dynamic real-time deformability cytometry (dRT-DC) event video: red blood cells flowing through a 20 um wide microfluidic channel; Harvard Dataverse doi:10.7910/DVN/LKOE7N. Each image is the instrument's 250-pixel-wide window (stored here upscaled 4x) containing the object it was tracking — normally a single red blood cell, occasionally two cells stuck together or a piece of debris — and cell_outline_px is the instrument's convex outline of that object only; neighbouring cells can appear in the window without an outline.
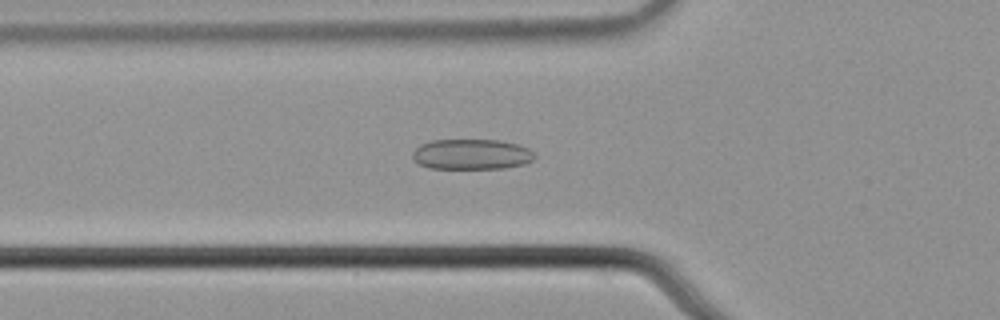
{"species": "common noctule bat (a hibernating species)", "species_latin": "Nyctalus noctula", "temperature_condition": "cold", "stored_images_in_passage": 49, "camera_frame_rate_fps": 3000, "um_per_image_px": 0.085, "animal": {"sex": "male", "body_mass_g": 21.5, "forearm_length_mm": 52.0}, "frame": {"image": 1, "passage_image": 13, "time_ms": 4.0, "image_size_px": [1000, 320], "cell_outline_px": [[536, 156], [532, 160], [524, 164], [504, 168], [428, 168], [420, 164], [412, 156], [412, 152], [420, 144], [432, 140], [496, 140], [516, 144], [528, 148]], "centroid_in_image_um": [40.07, 13.11], "position_along_channel_um": 85.7, "area_um2": 21.44}}
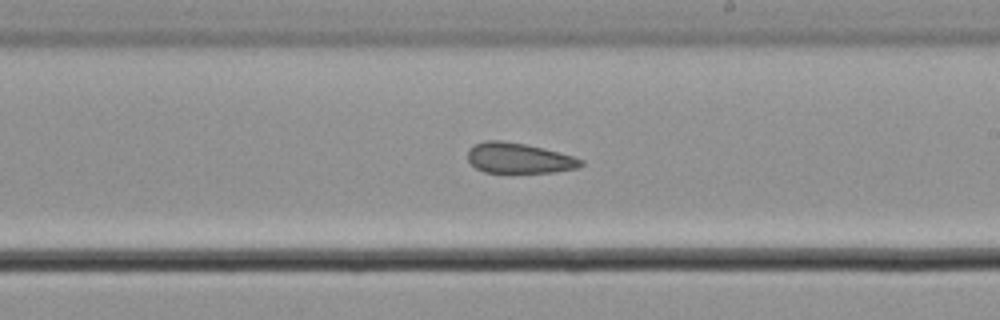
{"frame": {"image": 2, "passage_image": 26, "time_ms": 8.333, "image_size_px": [1000, 320], "cell_outline_px": [[584, 164], [580, 168], [556, 172], [484, 172], [476, 168], [468, 160], [468, 148], [484, 140], [504, 140], [544, 148], [572, 156], [584, 160]], "centroid_in_image_um": [44.12, 13.44], "position_along_channel_um": 244.9, "area_um2": 20.11}}
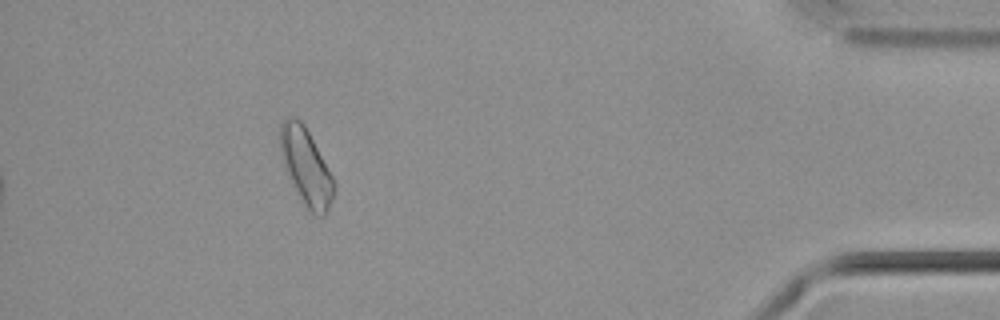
{"frame": {"image": 3, "passage_image": 44, "time_ms": 14.333, "image_size_px": [1000, 320], "cell_outline_px": [[336, 188], [332, 200], [324, 216], [316, 216], [304, 204], [284, 164], [280, 152], [280, 124], [284, 120], [292, 116], [300, 120], [304, 124], [332, 176], [336, 184]], "centroid_in_image_um": [26.03, 14.16], "position_along_channel_um": 409.2, "area_um2": 23.24}, "authors_computed_cell_mechanics": {"area_um2": 21.9062, "velocity_mm_per_s": 3.6735, "shape_relaxation_time_tau1_ms": null, "shape_relaxation_time_tau2_ms": 2.9548, "deformation_change_tau1": null, "deformation_change_tau2": 0.1052}}